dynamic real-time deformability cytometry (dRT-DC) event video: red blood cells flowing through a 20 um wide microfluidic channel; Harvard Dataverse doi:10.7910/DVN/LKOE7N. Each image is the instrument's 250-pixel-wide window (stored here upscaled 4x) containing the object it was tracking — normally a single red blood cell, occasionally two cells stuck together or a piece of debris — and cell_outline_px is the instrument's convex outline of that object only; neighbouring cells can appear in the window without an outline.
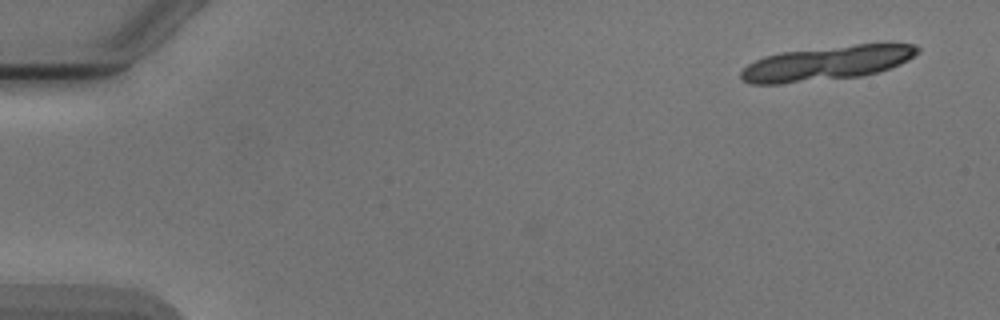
{"species": "Egyptian fruit bat (a non-hibernating species)", "species_latin": "Rousettus aegyptiacus", "temperature_condition": "cold", "stored_images_in_passage": 5, "camera_frame_rate_fps": 3000, "um_per_image_px": 0.085, "animal": {"sex": "male"}, "frame": {"image": 1, "passage_image": 1, "time_ms": 0.0, "image_size_px": [1000, 320], "cell_outline_px": [[920, 52], [908, 60], [900, 64], [880, 72], [864, 76], [780, 84], [752, 84], [740, 80], [740, 72], [748, 64], [764, 56], [780, 52], [856, 44], [912, 44], [920, 48]], "centroid_in_image_um": [70.27, 5.38], "position_along_channel_um": 14.7, "area_um2": 35.55}}